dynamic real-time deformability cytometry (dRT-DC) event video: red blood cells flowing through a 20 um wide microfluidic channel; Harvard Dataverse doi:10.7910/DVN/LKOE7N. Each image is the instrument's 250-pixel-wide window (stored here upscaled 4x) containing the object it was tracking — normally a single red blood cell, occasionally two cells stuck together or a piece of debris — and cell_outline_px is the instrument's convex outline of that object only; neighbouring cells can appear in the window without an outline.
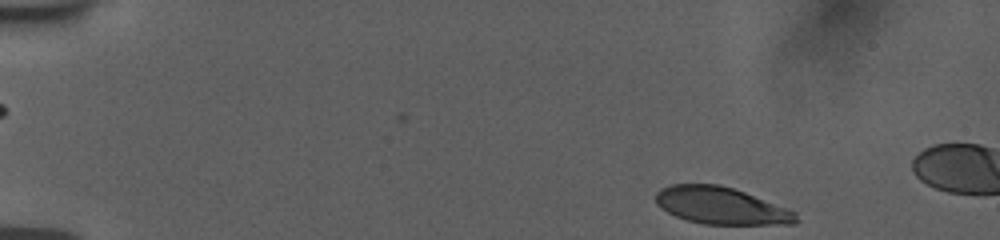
{"species": "human", "species_latin": "Homo sapiens", "temperature_condition": "room temperature", "stored_images_in_passage": 48, "camera_frame_rate_fps": 3000, "um_per_image_px": 0.085, "donor": {"sex": "female"}, "frame": {"image": 1, "passage_image": 1, "time_ms": 0.0, "image_size_px": [1000, 240], "cell_outline_px": [[800, 220], [796, 224], [704, 224], [688, 220], [676, 216], [668, 212], [656, 204], [656, 192], [660, 188], [672, 184], [720, 184], [744, 192], [796, 212]], "centroid_in_image_um": [61.29, 17.48], "position_along_channel_um": 23.7, "area_um2": 30.11}}
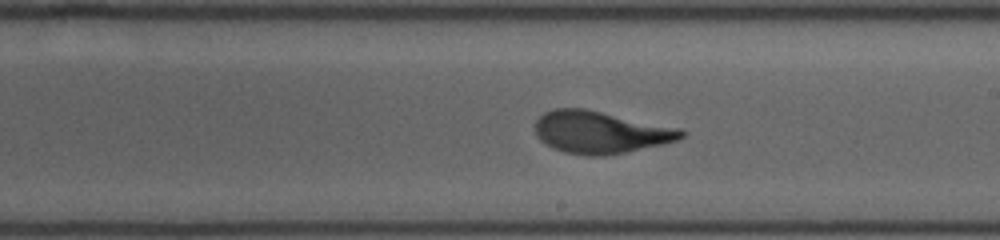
{"frame": {"image": 2, "passage_image": 27, "time_ms": 8.667, "image_size_px": [1000, 240], "cell_outline_px": [[688, 132], [684, 136], [676, 140], [664, 144], [604, 156], [584, 156], [564, 152], [552, 148], [544, 144], [536, 136], [536, 120], [544, 112], [556, 108], [584, 108], [680, 128]], "centroid_in_image_um": [51.02, 11.24], "position_along_channel_um": 238.0, "area_um2": 36.07}}
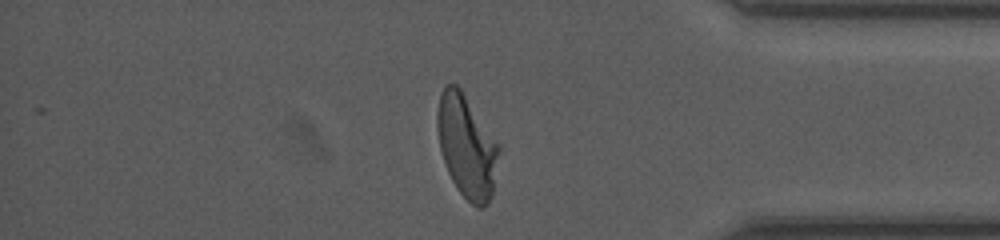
{"frame": {"image": 3, "passage_image": 41, "time_ms": 13.333, "image_size_px": [1000, 240], "cell_outline_px": [[500, 152], [492, 196], [488, 204], [484, 208], [480, 208], [472, 204], [460, 192], [452, 180], [448, 172], [440, 148], [436, 128], [436, 112], [440, 96], [444, 88], [448, 84], [456, 84], [460, 88], [500, 144]], "centroid_in_image_um": [39.69, 12.45], "position_along_channel_um": 395.5, "area_um2": 36.93}}